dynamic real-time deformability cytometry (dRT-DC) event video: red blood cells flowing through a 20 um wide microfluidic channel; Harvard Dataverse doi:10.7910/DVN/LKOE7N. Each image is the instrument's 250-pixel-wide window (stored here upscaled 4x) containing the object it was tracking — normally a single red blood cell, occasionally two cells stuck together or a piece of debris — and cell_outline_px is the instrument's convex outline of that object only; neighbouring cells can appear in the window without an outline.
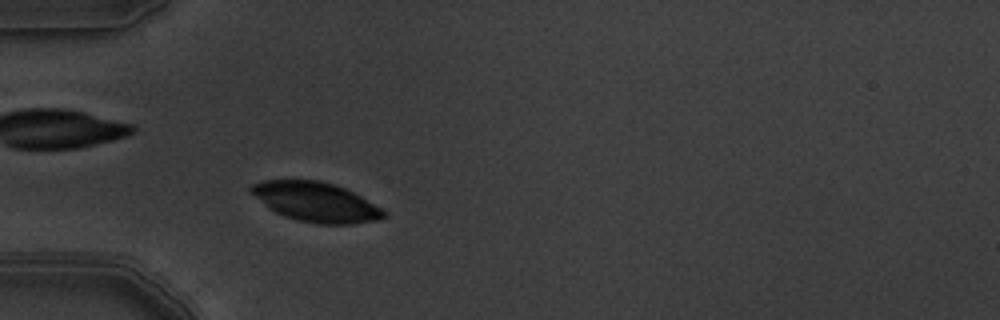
{"species": "common noctule bat (a hibernating species)", "species_latin": "Nyctalus noctula", "temperature_condition": "warm", "stored_images_in_passage": 2, "camera_frame_rate_fps": 3000, "um_per_image_px": 0.085, "animal": {"sex": "male", "body_mass_g": 19.5, "forearm_length_mm": 54.6}, "frame": {"image": 1, "passage_image": 2, "time_ms": 0.333, "image_size_px": [1000, 320], "cell_outline_px": [[388, 216], [380, 220], [352, 224], [320, 224], [296, 220], [284, 216], [268, 208], [248, 192], [248, 188], [252, 184], [264, 180], [320, 180], [344, 188], [360, 196], [388, 212]], "centroid_in_image_um": [26.83, 17.17], "position_along_channel_um": 58.2, "area_um2": 30.75}}